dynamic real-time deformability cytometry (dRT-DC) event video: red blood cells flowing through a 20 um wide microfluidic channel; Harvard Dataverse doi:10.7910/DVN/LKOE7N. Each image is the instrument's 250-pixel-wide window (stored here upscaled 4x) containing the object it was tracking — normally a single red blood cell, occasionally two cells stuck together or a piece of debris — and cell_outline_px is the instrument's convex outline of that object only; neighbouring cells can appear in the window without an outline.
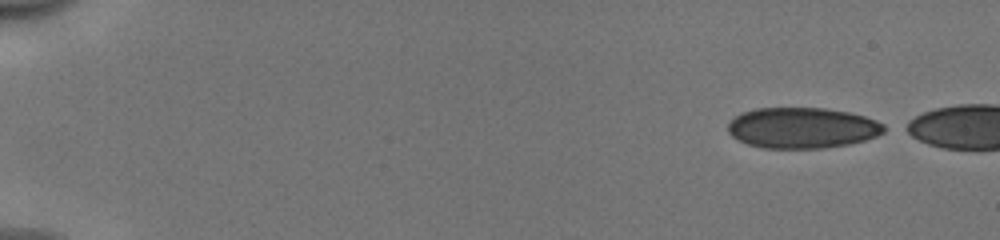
{"species": "human", "species_latin": "Homo sapiens", "temperature_condition": "cold", "stored_images_in_passage": 5, "camera_frame_rate_fps": 3000, "um_per_image_px": 0.085, "donor": {"sex": "male"}, "frame": {"image": 1, "passage_image": 1, "time_ms": 0.0, "image_size_px": [1000, 240], "cell_outline_px": [[892, 128], [876, 136], [864, 140], [848, 144], [820, 148], [764, 148], [748, 144], [732, 136], [728, 132], [728, 124], [736, 116], [744, 112], [756, 108], [824, 108], [848, 112], [864, 116], [876, 120]], "centroid_in_image_um": [68.24, 10.87], "position_along_channel_um": 16.8, "area_um2": 37.05}}